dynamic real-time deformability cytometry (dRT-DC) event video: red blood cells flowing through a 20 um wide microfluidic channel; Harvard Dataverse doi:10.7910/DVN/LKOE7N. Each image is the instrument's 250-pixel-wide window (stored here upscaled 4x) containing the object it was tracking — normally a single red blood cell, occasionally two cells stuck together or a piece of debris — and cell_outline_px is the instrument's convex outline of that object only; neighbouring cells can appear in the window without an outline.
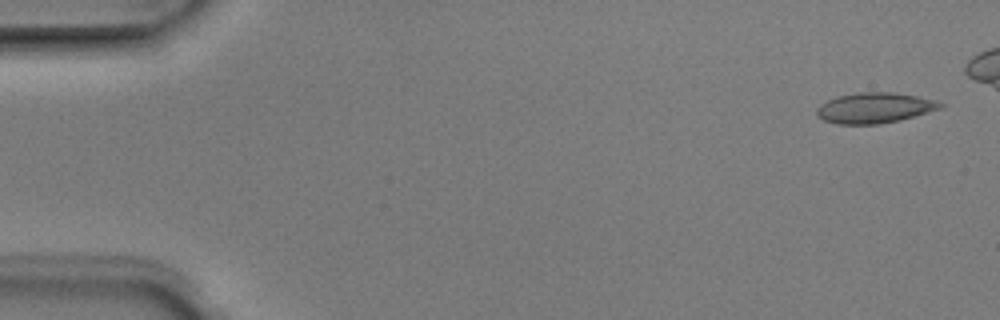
{"species": "Egyptian fruit bat (a non-hibernating species)", "species_latin": "Rousettus aegyptiacus", "temperature_condition": "room temperature", "stored_images_in_passage": 5, "camera_frame_rate_fps": 3000, "um_per_image_px": 0.085, "animal": {"sex": "male"}, "frame": {"image": 1, "passage_image": 1, "time_ms": 0.0, "image_size_px": [1000, 320], "cell_outline_px": [[944, 108], [900, 120], [876, 124], [836, 124], [824, 120], [816, 112], [816, 108], [820, 104], [836, 96], [856, 92], [892, 92], [916, 96], [932, 100], [944, 104]], "centroid_in_image_um": [74.33, 9.16], "position_along_channel_um": 10.7, "area_um2": 21.91}}